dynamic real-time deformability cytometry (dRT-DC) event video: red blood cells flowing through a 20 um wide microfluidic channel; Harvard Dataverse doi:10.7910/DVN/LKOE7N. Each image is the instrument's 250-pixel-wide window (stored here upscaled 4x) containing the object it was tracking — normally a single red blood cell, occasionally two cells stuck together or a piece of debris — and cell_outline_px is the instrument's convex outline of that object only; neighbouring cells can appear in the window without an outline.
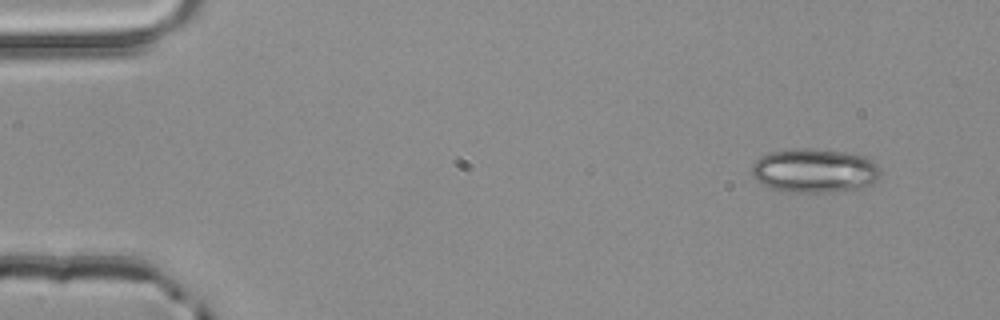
{"species": "common noctule bat (a hibernating species)", "species_latin": "Nyctalus noctula", "temperature_condition": "room temperature", "stored_images_in_passage": 3, "camera_frame_rate_fps": 3000, "um_per_image_px": 0.085, "animal": {"sex": "male", "body_mass_g": 20.4}, "frame": {"image": 1, "passage_image": 1, "time_ms": 0.0, "image_size_px": [1000, 320], "cell_outline_px": [[880, 176], [872, 184], [860, 188], [828, 192], [784, 192], [760, 184], [752, 176], [752, 164], [760, 156], [768, 152], [792, 148], [808, 148], [844, 152], [864, 156], [876, 160], [880, 168]], "centroid_in_image_um": [69.23, 14.5], "position_along_channel_um": 15.8, "area_um2": 33.52}}